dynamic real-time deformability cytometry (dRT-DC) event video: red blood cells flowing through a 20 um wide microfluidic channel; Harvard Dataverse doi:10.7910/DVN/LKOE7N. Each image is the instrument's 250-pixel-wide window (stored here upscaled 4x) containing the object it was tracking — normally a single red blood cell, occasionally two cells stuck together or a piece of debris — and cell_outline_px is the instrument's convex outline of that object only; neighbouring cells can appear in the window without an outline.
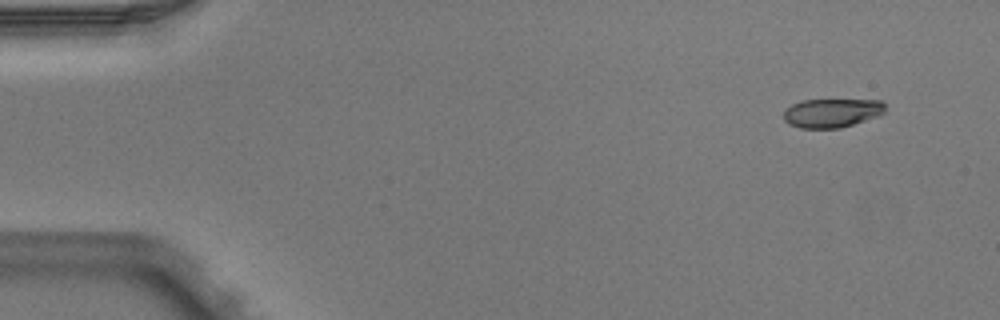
{"species": "Egyptian fruit bat (a non-hibernating species)", "species_latin": "Rousettus aegyptiacus", "temperature_condition": "warm", "stored_images_in_passage": 6, "segment_of_instrument_passage": [2, 2], "camera_frame_rate_fps": 3000, "um_per_image_px": 0.085, "animal": {"sex": "male"}, "frame": {"image": 1, "passage_image": 6, "time_ms": 1.667, "image_size_px": [1000, 320], "cell_outline_px": [[884, 112], [876, 116], [840, 128], [800, 128], [788, 124], [784, 120], [784, 112], [792, 104], [800, 100], [884, 100]], "centroid_in_image_um": [70.68, 9.59], "position_along_channel_um": 14.3, "area_um2": 16.94}}